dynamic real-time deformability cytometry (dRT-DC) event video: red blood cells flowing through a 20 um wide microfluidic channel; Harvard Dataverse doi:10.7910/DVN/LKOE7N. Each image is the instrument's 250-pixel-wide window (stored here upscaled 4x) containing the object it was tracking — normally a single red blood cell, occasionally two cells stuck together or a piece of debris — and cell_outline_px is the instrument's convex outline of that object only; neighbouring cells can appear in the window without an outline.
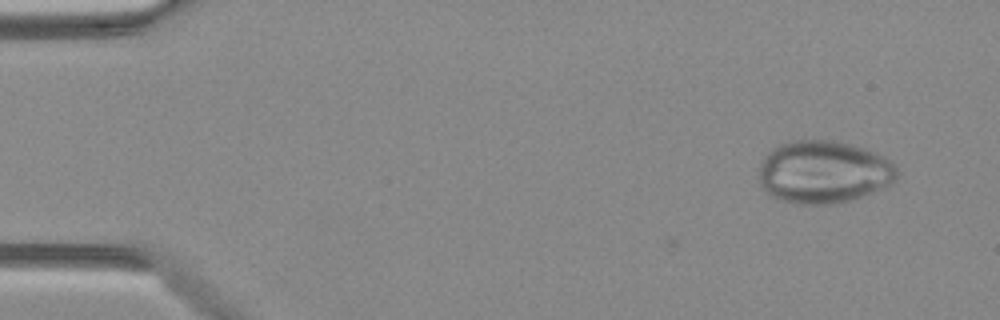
{"species": "Egyptian fruit bat (a non-hibernating species)", "species_latin": "Rousettus aegyptiacus", "temperature_condition": "warm", "stored_images_in_passage": 3, "camera_frame_rate_fps": 3000, "um_per_image_px": 0.085, "animal": {"sex": "female"}, "frame": {"image": 1, "passage_image": 3, "time_ms": 0.667, "image_size_px": [1000, 320], "cell_outline_px": [[896, 176], [892, 184], [884, 188], [848, 200], [828, 204], [796, 204], [780, 200], [772, 196], [760, 184], [760, 164], [764, 156], [772, 148], [788, 140], [836, 140], [852, 144], [876, 152], [884, 156], [896, 168]], "centroid_in_image_um": [69.99, 14.6], "position_along_channel_um": 15.0, "area_um2": 50.4}}